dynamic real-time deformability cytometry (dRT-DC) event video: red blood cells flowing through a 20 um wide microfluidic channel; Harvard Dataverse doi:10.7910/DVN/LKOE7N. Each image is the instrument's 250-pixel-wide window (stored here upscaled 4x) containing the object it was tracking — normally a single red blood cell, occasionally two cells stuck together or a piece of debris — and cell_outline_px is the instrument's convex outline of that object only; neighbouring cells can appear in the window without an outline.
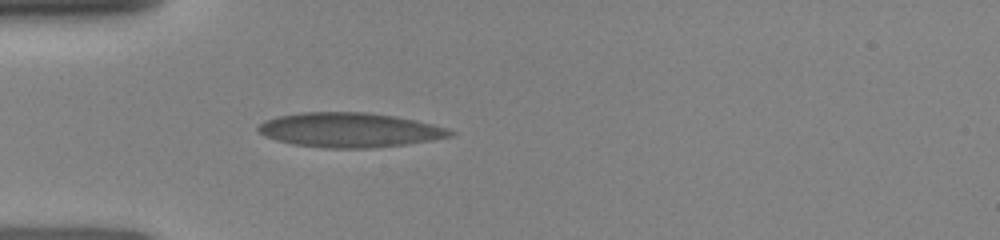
{"species": "human", "species_latin": "Homo sapiens", "temperature_condition": "room temperature", "stored_images_in_passage": 8, "camera_frame_rate_fps": 3000, "um_per_image_px": 0.085, "donor": {"sex": "female"}, "frame": {"image": 1, "passage_image": 2, "time_ms": 0.667, "image_size_px": [1000, 240], "cell_outline_px": [[456, 136], [408, 144], [372, 148], [324, 148], [292, 144], [276, 140], [264, 136], [256, 128], [264, 120], [276, 116], [304, 112], [368, 112], [396, 116], [416, 120], [448, 128], [456, 132]], "centroid_in_image_um": [29.75, 11.05], "position_along_channel_um": 55.3, "area_um2": 39.07}}
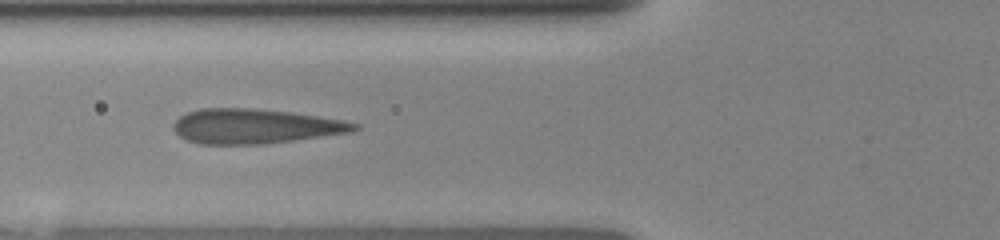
{"frame": {"image": 2, "passage_image": 4, "time_ms": 2.0, "image_size_px": [1000, 240], "cell_outline_px": [[360, 128], [352, 132], [264, 144], [200, 144], [188, 140], [180, 136], [172, 128], [172, 124], [180, 116], [188, 112], [200, 108], [252, 108], [288, 112], [316, 116], [340, 120], [360, 124]], "centroid_in_image_um": [21.65, 10.73], "position_along_channel_um": 104.2, "area_um2": 36.36}}
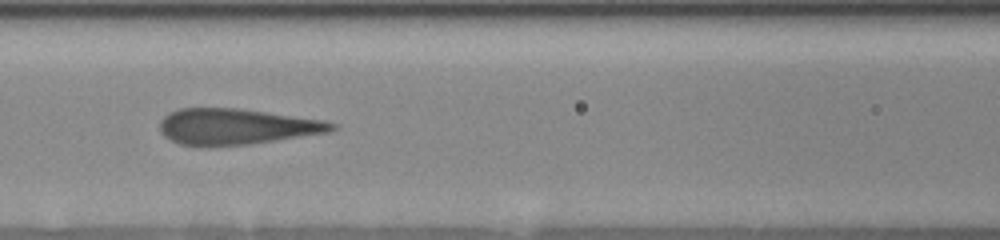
{"frame": {"image": 3, "passage_image": 6, "time_ms": 3.0, "image_size_px": [1000, 240], "cell_outline_px": [[336, 128], [328, 132], [248, 144], [204, 148], [180, 144], [164, 136], [160, 132], [160, 120], [168, 112], [180, 108], [236, 108], [320, 120], [336, 124]], "centroid_in_image_um": [19.97, 10.78], "position_along_channel_um": 146.6, "area_um2": 35.84}}